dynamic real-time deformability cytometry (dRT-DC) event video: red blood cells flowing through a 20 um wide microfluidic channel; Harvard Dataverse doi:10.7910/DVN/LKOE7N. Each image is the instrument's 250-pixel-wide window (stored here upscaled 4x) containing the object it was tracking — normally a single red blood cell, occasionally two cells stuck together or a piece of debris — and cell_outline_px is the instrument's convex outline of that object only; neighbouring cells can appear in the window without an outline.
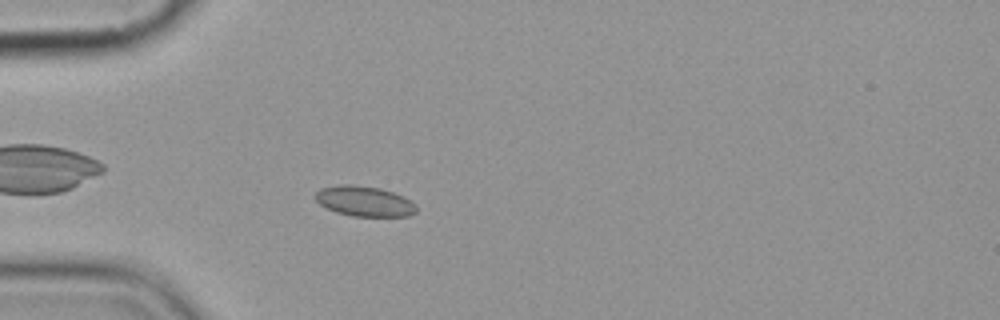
{"species": "common noctule bat (a hibernating species)", "species_latin": "Nyctalus noctula", "temperature_condition": "cold", "stored_images_in_passage": 4, "camera_frame_rate_fps": 3000, "um_per_image_px": 0.085, "animal": {"sex": "female", "body_mass_g": 19.9}, "frame": {"image": 1, "passage_image": 4, "time_ms": 3.333, "image_size_px": [1000, 320], "cell_outline_px": [[416, 212], [408, 216], [352, 216], [336, 212], [320, 204], [316, 200], [316, 192], [320, 188], [340, 184], [348, 184], [380, 188], [404, 196], [416, 204]], "centroid_in_image_um": [30.98, 17.1], "position_along_channel_um": 54.0, "area_um2": 17.74}}